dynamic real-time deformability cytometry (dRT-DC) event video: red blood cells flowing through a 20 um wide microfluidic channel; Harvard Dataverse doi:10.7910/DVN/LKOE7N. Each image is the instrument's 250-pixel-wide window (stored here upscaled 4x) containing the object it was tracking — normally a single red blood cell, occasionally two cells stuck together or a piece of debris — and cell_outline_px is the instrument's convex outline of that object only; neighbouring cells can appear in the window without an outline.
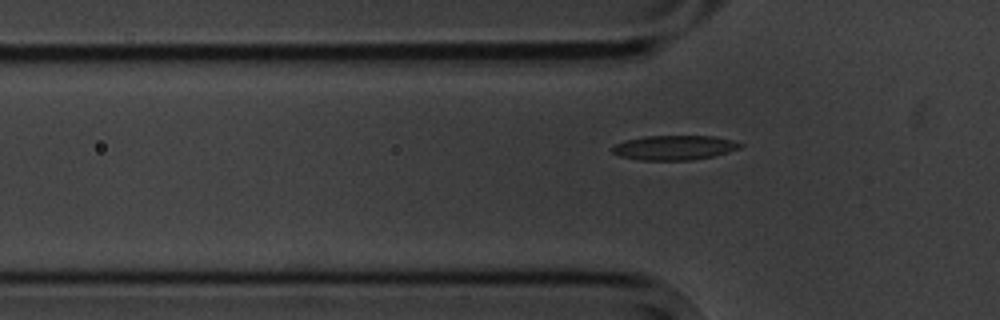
{"species": "common noctule bat (a hibernating species)", "species_latin": "Nyctalus noctula", "temperature_condition": "cold", "stored_images_in_passage": 6, "segment_of_instrument_passage": [2, 2], "camera_frame_rate_fps": 3000, "um_per_image_px": 0.085, "animal": {"sex": "male", "body_mass_g": 20.1, "forearm_length_mm": 53.5}, "frame": {"image": 1, "passage_image": 6, "time_ms": 6.0, "image_size_px": [1000, 320], "cell_outline_px": [[744, 144], [740, 148], [728, 152], [712, 156], [692, 160], [636, 160], [620, 156], [612, 152], [608, 148], [624, 140], [644, 136], [712, 136], [732, 140]], "centroid_in_image_um": [57.27, 12.55], "position_along_channel_um": 68.5, "area_um2": 18.44}}